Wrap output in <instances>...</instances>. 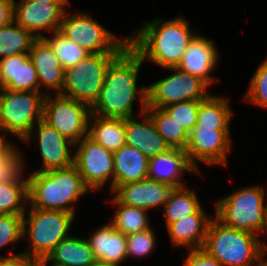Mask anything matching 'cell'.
Returning a JSON list of instances; mask_svg holds the SVG:
<instances>
[{
    "mask_svg": "<svg viewBox=\"0 0 267 266\" xmlns=\"http://www.w3.org/2000/svg\"><path fill=\"white\" fill-rule=\"evenodd\" d=\"M142 64L141 57L128 45L108 66L91 114L119 119L135 117L133 104L138 96L142 117L147 109V85L137 87Z\"/></svg>",
    "mask_w": 267,
    "mask_h": 266,
    "instance_id": "obj_1",
    "label": "cell"
},
{
    "mask_svg": "<svg viewBox=\"0 0 267 266\" xmlns=\"http://www.w3.org/2000/svg\"><path fill=\"white\" fill-rule=\"evenodd\" d=\"M143 26L127 36L129 46L141 57L166 68L177 67L187 46L197 35L190 30L189 21L176 17L164 22L156 19L143 22Z\"/></svg>",
    "mask_w": 267,
    "mask_h": 266,
    "instance_id": "obj_2",
    "label": "cell"
},
{
    "mask_svg": "<svg viewBox=\"0 0 267 266\" xmlns=\"http://www.w3.org/2000/svg\"><path fill=\"white\" fill-rule=\"evenodd\" d=\"M28 181V205L32 208L75 213V201L90 191L76 166L31 172Z\"/></svg>",
    "mask_w": 267,
    "mask_h": 266,
    "instance_id": "obj_3",
    "label": "cell"
},
{
    "mask_svg": "<svg viewBox=\"0 0 267 266\" xmlns=\"http://www.w3.org/2000/svg\"><path fill=\"white\" fill-rule=\"evenodd\" d=\"M258 238L256 234L228 227L213 218L202 249L223 266H257L267 255L264 243Z\"/></svg>",
    "mask_w": 267,
    "mask_h": 266,
    "instance_id": "obj_4",
    "label": "cell"
},
{
    "mask_svg": "<svg viewBox=\"0 0 267 266\" xmlns=\"http://www.w3.org/2000/svg\"><path fill=\"white\" fill-rule=\"evenodd\" d=\"M244 187L215 203V218L222 224L252 234L267 229V194L262 186Z\"/></svg>",
    "mask_w": 267,
    "mask_h": 266,
    "instance_id": "obj_5",
    "label": "cell"
},
{
    "mask_svg": "<svg viewBox=\"0 0 267 266\" xmlns=\"http://www.w3.org/2000/svg\"><path fill=\"white\" fill-rule=\"evenodd\" d=\"M29 208L23 215L22 236L29 239L25 253L36 258L48 256L60 241L70 236L75 214Z\"/></svg>",
    "mask_w": 267,
    "mask_h": 266,
    "instance_id": "obj_6",
    "label": "cell"
},
{
    "mask_svg": "<svg viewBox=\"0 0 267 266\" xmlns=\"http://www.w3.org/2000/svg\"><path fill=\"white\" fill-rule=\"evenodd\" d=\"M46 93L3 89L0 94V132L10 133L24 140L34 133V124L43 119ZM0 138L4 139L3 136Z\"/></svg>",
    "mask_w": 267,
    "mask_h": 266,
    "instance_id": "obj_7",
    "label": "cell"
},
{
    "mask_svg": "<svg viewBox=\"0 0 267 266\" xmlns=\"http://www.w3.org/2000/svg\"><path fill=\"white\" fill-rule=\"evenodd\" d=\"M119 54L90 53L78 64L66 69L60 94L91 108L99 97L108 66Z\"/></svg>",
    "mask_w": 267,
    "mask_h": 266,
    "instance_id": "obj_8",
    "label": "cell"
},
{
    "mask_svg": "<svg viewBox=\"0 0 267 266\" xmlns=\"http://www.w3.org/2000/svg\"><path fill=\"white\" fill-rule=\"evenodd\" d=\"M58 31L89 53H121L129 45L128 37H116L86 12L65 10Z\"/></svg>",
    "mask_w": 267,
    "mask_h": 266,
    "instance_id": "obj_9",
    "label": "cell"
},
{
    "mask_svg": "<svg viewBox=\"0 0 267 266\" xmlns=\"http://www.w3.org/2000/svg\"><path fill=\"white\" fill-rule=\"evenodd\" d=\"M91 108L60 93L55 98L46 94L43 106V120L62 136L77 144L88 136V120Z\"/></svg>",
    "mask_w": 267,
    "mask_h": 266,
    "instance_id": "obj_10",
    "label": "cell"
},
{
    "mask_svg": "<svg viewBox=\"0 0 267 266\" xmlns=\"http://www.w3.org/2000/svg\"><path fill=\"white\" fill-rule=\"evenodd\" d=\"M166 70L172 74L147 86V107L165 108L174 103L200 101L209 95V86L199 77L177 67Z\"/></svg>",
    "mask_w": 267,
    "mask_h": 266,
    "instance_id": "obj_11",
    "label": "cell"
},
{
    "mask_svg": "<svg viewBox=\"0 0 267 266\" xmlns=\"http://www.w3.org/2000/svg\"><path fill=\"white\" fill-rule=\"evenodd\" d=\"M74 165L85 186L91 190H99L111 181L110 189L114 191V156L113 152L95 143L88 136L75 144ZM109 179V180H108Z\"/></svg>",
    "mask_w": 267,
    "mask_h": 266,
    "instance_id": "obj_12",
    "label": "cell"
},
{
    "mask_svg": "<svg viewBox=\"0 0 267 266\" xmlns=\"http://www.w3.org/2000/svg\"><path fill=\"white\" fill-rule=\"evenodd\" d=\"M231 131H218L213 128L193 127L189 133L185 152L190 163L200 172L197 164L227 165L228 153L232 149Z\"/></svg>",
    "mask_w": 267,
    "mask_h": 266,
    "instance_id": "obj_13",
    "label": "cell"
},
{
    "mask_svg": "<svg viewBox=\"0 0 267 266\" xmlns=\"http://www.w3.org/2000/svg\"><path fill=\"white\" fill-rule=\"evenodd\" d=\"M37 127V136H33V133H30L22 141L23 144H26L33 139L38 140L43 166L35 172H44L73 165L74 154L71 155L69 147H74L75 144L62 136L43 119L37 122Z\"/></svg>",
    "mask_w": 267,
    "mask_h": 266,
    "instance_id": "obj_14",
    "label": "cell"
},
{
    "mask_svg": "<svg viewBox=\"0 0 267 266\" xmlns=\"http://www.w3.org/2000/svg\"><path fill=\"white\" fill-rule=\"evenodd\" d=\"M70 2L26 3L13 5L14 21L29 30L35 37L43 38L41 31L53 33L59 30L65 6ZM41 32V33H40Z\"/></svg>",
    "mask_w": 267,
    "mask_h": 266,
    "instance_id": "obj_15",
    "label": "cell"
},
{
    "mask_svg": "<svg viewBox=\"0 0 267 266\" xmlns=\"http://www.w3.org/2000/svg\"><path fill=\"white\" fill-rule=\"evenodd\" d=\"M173 189L167 183L146 178L118 186L112 193H115L113 196L121 204L148 211L158 206L163 207Z\"/></svg>",
    "mask_w": 267,
    "mask_h": 266,
    "instance_id": "obj_16",
    "label": "cell"
},
{
    "mask_svg": "<svg viewBox=\"0 0 267 266\" xmlns=\"http://www.w3.org/2000/svg\"><path fill=\"white\" fill-rule=\"evenodd\" d=\"M214 40L208 37L197 34L189 43L178 69L187 72L191 75L199 77L208 86L216 81L212 77V70L217 66L218 49Z\"/></svg>",
    "mask_w": 267,
    "mask_h": 266,
    "instance_id": "obj_17",
    "label": "cell"
},
{
    "mask_svg": "<svg viewBox=\"0 0 267 266\" xmlns=\"http://www.w3.org/2000/svg\"><path fill=\"white\" fill-rule=\"evenodd\" d=\"M197 173L198 170L190 163L183 149L170 148L149 159L148 179L167 183L173 188L185 187L182 182L183 174Z\"/></svg>",
    "mask_w": 267,
    "mask_h": 266,
    "instance_id": "obj_18",
    "label": "cell"
},
{
    "mask_svg": "<svg viewBox=\"0 0 267 266\" xmlns=\"http://www.w3.org/2000/svg\"><path fill=\"white\" fill-rule=\"evenodd\" d=\"M29 57L37 71L39 92L45 88L43 92L51 89L57 94L61 93L65 69L60 65L50 44L44 38H37L32 44Z\"/></svg>",
    "mask_w": 267,
    "mask_h": 266,
    "instance_id": "obj_19",
    "label": "cell"
},
{
    "mask_svg": "<svg viewBox=\"0 0 267 266\" xmlns=\"http://www.w3.org/2000/svg\"><path fill=\"white\" fill-rule=\"evenodd\" d=\"M0 80L4 89L39 92L37 71L29 54L0 59Z\"/></svg>",
    "mask_w": 267,
    "mask_h": 266,
    "instance_id": "obj_20",
    "label": "cell"
},
{
    "mask_svg": "<svg viewBox=\"0 0 267 266\" xmlns=\"http://www.w3.org/2000/svg\"><path fill=\"white\" fill-rule=\"evenodd\" d=\"M143 122L136 117L125 119L126 145L137 148L148 159L170 149L160 136L151 117L145 112Z\"/></svg>",
    "mask_w": 267,
    "mask_h": 266,
    "instance_id": "obj_21",
    "label": "cell"
},
{
    "mask_svg": "<svg viewBox=\"0 0 267 266\" xmlns=\"http://www.w3.org/2000/svg\"><path fill=\"white\" fill-rule=\"evenodd\" d=\"M96 260L120 265L127 260L126 235L115 229L110 223L89 233L86 238Z\"/></svg>",
    "mask_w": 267,
    "mask_h": 266,
    "instance_id": "obj_22",
    "label": "cell"
},
{
    "mask_svg": "<svg viewBox=\"0 0 267 266\" xmlns=\"http://www.w3.org/2000/svg\"><path fill=\"white\" fill-rule=\"evenodd\" d=\"M202 207L195 213L170 223L166 228L173 246L190 249L203 248L212 217Z\"/></svg>",
    "mask_w": 267,
    "mask_h": 266,
    "instance_id": "obj_23",
    "label": "cell"
},
{
    "mask_svg": "<svg viewBox=\"0 0 267 266\" xmlns=\"http://www.w3.org/2000/svg\"><path fill=\"white\" fill-rule=\"evenodd\" d=\"M113 156L114 190L118 186L147 178L149 159L137 148L125 144Z\"/></svg>",
    "mask_w": 267,
    "mask_h": 266,
    "instance_id": "obj_24",
    "label": "cell"
},
{
    "mask_svg": "<svg viewBox=\"0 0 267 266\" xmlns=\"http://www.w3.org/2000/svg\"><path fill=\"white\" fill-rule=\"evenodd\" d=\"M88 137L114 153L126 144L125 119L90 114Z\"/></svg>",
    "mask_w": 267,
    "mask_h": 266,
    "instance_id": "obj_25",
    "label": "cell"
},
{
    "mask_svg": "<svg viewBox=\"0 0 267 266\" xmlns=\"http://www.w3.org/2000/svg\"><path fill=\"white\" fill-rule=\"evenodd\" d=\"M226 96L209 94L200 100L197 122L194 127L213 128L218 131H230L233 112Z\"/></svg>",
    "mask_w": 267,
    "mask_h": 266,
    "instance_id": "obj_26",
    "label": "cell"
},
{
    "mask_svg": "<svg viewBox=\"0 0 267 266\" xmlns=\"http://www.w3.org/2000/svg\"><path fill=\"white\" fill-rule=\"evenodd\" d=\"M47 257L67 266H89L96 260L87 239L73 235L60 241Z\"/></svg>",
    "mask_w": 267,
    "mask_h": 266,
    "instance_id": "obj_27",
    "label": "cell"
},
{
    "mask_svg": "<svg viewBox=\"0 0 267 266\" xmlns=\"http://www.w3.org/2000/svg\"><path fill=\"white\" fill-rule=\"evenodd\" d=\"M196 194L194 190H189L186 186L173 189L163 206L166 227L170 223L195 214L201 208Z\"/></svg>",
    "mask_w": 267,
    "mask_h": 266,
    "instance_id": "obj_28",
    "label": "cell"
},
{
    "mask_svg": "<svg viewBox=\"0 0 267 266\" xmlns=\"http://www.w3.org/2000/svg\"><path fill=\"white\" fill-rule=\"evenodd\" d=\"M36 39L29 30L14 20L9 25L0 27V59L17 54H29Z\"/></svg>",
    "mask_w": 267,
    "mask_h": 266,
    "instance_id": "obj_29",
    "label": "cell"
},
{
    "mask_svg": "<svg viewBox=\"0 0 267 266\" xmlns=\"http://www.w3.org/2000/svg\"><path fill=\"white\" fill-rule=\"evenodd\" d=\"M145 112L151 117L160 136L170 148L186 149L189 133L173 120L163 108L147 107Z\"/></svg>",
    "mask_w": 267,
    "mask_h": 266,
    "instance_id": "obj_30",
    "label": "cell"
},
{
    "mask_svg": "<svg viewBox=\"0 0 267 266\" xmlns=\"http://www.w3.org/2000/svg\"><path fill=\"white\" fill-rule=\"evenodd\" d=\"M118 207L110 224L124 235L128 236L150 228L148 211L121 204L115 197L111 200Z\"/></svg>",
    "mask_w": 267,
    "mask_h": 266,
    "instance_id": "obj_31",
    "label": "cell"
},
{
    "mask_svg": "<svg viewBox=\"0 0 267 266\" xmlns=\"http://www.w3.org/2000/svg\"><path fill=\"white\" fill-rule=\"evenodd\" d=\"M52 34L53 37L49 38L45 35L43 38L50 44L60 65L65 70L75 66L90 54L84 48L70 41L59 31H55Z\"/></svg>",
    "mask_w": 267,
    "mask_h": 266,
    "instance_id": "obj_32",
    "label": "cell"
},
{
    "mask_svg": "<svg viewBox=\"0 0 267 266\" xmlns=\"http://www.w3.org/2000/svg\"><path fill=\"white\" fill-rule=\"evenodd\" d=\"M28 184L0 183V214L24 215Z\"/></svg>",
    "mask_w": 267,
    "mask_h": 266,
    "instance_id": "obj_33",
    "label": "cell"
},
{
    "mask_svg": "<svg viewBox=\"0 0 267 266\" xmlns=\"http://www.w3.org/2000/svg\"><path fill=\"white\" fill-rule=\"evenodd\" d=\"M16 145L0 160V183L1 184H28L24 177V159Z\"/></svg>",
    "mask_w": 267,
    "mask_h": 266,
    "instance_id": "obj_34",
    "label": "cell"
},
{
    "mask_svg": "<svg viewBox=\"0 0 267 266\" xmlns=\"http://www.w3.org/2000/svg\"><path fill=\"white\" fill-rule=\"evenodd\" d=\"M244 100L267 109V57L254 72Z\"/></svg>",
    "mask_w": 267,
    "mask_h": 266,
    "instance_id": "obj_35",
    "label": "cell"
},
{
    "mask_svg": "<svg viewBox=\"0 0 267 266\" xmlns=\"http://www.w3.org/2000/svg\"><path fill=\"white\" fill-rule=\"evenodd\" d=\"M200 101L174 103L163 108L187 133H190L197 122V111Z\"/></svg>",
    "mask_w": 267,
    "mask_h": 266,
    "instance_id": "obj_36",
    "label": "cell"
},
{
    "mask_svg": "<svg viewBox=\"0 0 267 266\" xmlns=\"http://www.w3.org/2000/svg\"><path fill=\"white\" fill-rule=\"evenodd\" d=\"M127 240V258L145 257L152 253L156 247V236L150 227L146 230L126 236Z\"/></svg>",
    "mask_w": 267,
    "mask_h": 266,
    "instance_id": "obj_37",
    "label": "cell"
},
{
    "mask_svg": "<svg viewBox=\"0 0 267 266\" xmlns=\"http://www.w3.org/2000/svg\"><path fill=\"white\" fill-rule=\"evenodd\" d=\"M23 215L0 214V249L23 238Z\"/></svg>",
    "mask_w": 267,
    "mask_h": 266,
    "instance_id": "obj_38",
    "label": "cell"
},
{
    "mask_svg": "<svg viewBox=\"0 0 267 266\" xmlns=\"http://www.w3.org/2000/svg\"><path fill=\"white\" fill-rule=\"evenodd\" d=\"M190 250L183 266H223L213 256L209 255L204 249Z\"/></svg>",
    "mask_w": 267,
    "mask_h": 266,
    "instance_id": "obj_39",
    "label": "cell"
},
{
    "mask_svg": "<svg viewBox=\"0 0 267 266\" xmlns=\"http://www.w3.org/2000/svg\"><path fill=\"white\" fill-rule=\"evenodd\" d=\"M38 258L30 256L24 251L21 253L13 254L9 251V256H0V266H37Z\"/></svg>",
    "mask_w": 267,
    "mask_h": 266,
    "instance_id": "obj_40",
    "label": "cell"
},
{
    "mask_svg": "<svg viewBox=\"0 0 267 266\" xmlns=\"http://www.w3.org/2000/svg\"><path fill=\"white\" fill-rule=\"evenodd\" d=\"M14 20L12 0H0V27L9 25Z\"/></svg>",
    "mask_w": 267,
    "mask_h": 266,
    "instance_id": "obj_41",
    "label": "cell"
},
{
    "mask_svg": "<svg viewBox=\"0 0 267 266\" xmlns=\"http://www.w3.org/2000/svg\"><path fill=\"white\" fill-rule=\"evenodd\" d=\"M11 141L0 138V160L14 147Z\"/></svg>",
    "mask_w": 267,
    "mask_h": 266,
    "instance_id": "obj_42",
    "label": "cell"
},
{
    "mask_svg": "<svg viewBox=\"0 0 267 266\" xmlns=\"http://www.w3.org/2000/svg\"><path fill=\"white\" fill-rule=\"evenodd\" d=\"M48 262L50 264L52 263V265H49V266H67V265H63V264H59V263L53 262L47 256L38 258V265L37 266H47V264H49Z\"/></svg>",
    "mask_w": 267,
    "mask_h": 266,
    "instance_id": "obj_43",
    "label": "cell"
},
{
    "mask_svg": "<svg viewBox=\"0 0 267 266\" xmlns=\"http://www.w3.org/2000/svg\"><path fill=\"white\" fill-rule=\"evenodd\" d=\"M89 266H119V265L113 263H104L102 261L95 260Z\"/></svg>",
    "mask_w": 267,
    "mask_h": 266,
    "instance_id": "obj_44",
    "label": "cell"
},
{
    "mask_svg": "<svg viewBox=\"0 0 267 266\" xmlns=\"http://www.w3.org/2000/svg\"><path fill=\"white\" fill-rule=\"evenodd\" d=\"M32 2H36V0H20V2L12 0L13 5H23V4L32 3Z\"/></svg>",
    "mask_w": 267,
    "mask_h": 266,
    "instance_id": "obj_45",
    "label": "cell"
},
{
    "mask_svg": "<svg viewBox=\"0 0 267 266\" xmlns=\"http://www.w3.org/2000/svg\"><path fill=\"white\" fill-rule=\"evenodd\" d=\"M48 3V2H69V0H36V3Z\"/></svg>",
    "mask_w": 267,
    "mask_h": 266,
    "instance_id": "obj_46",
    "label": "cell"
},
{
    "mask_svg": "<svg viewBox=\"0 0 267 266\" xmlns=\"http://www.w3.org/2000/svg\"><path fill=\"white\" fill-rule=\"evenodd\" d=\"M257 266H267V257L266 259H264L260 264H258Z\"/></svg>",
    "mask_w": 267,
    "mask_h": 266,
    "instance_id": "obj_47",
    "label": "cell"
},
{
    "mask_svg": "<svg viewBox=\"0 0 267 266\" xmlns=\"http://www.w3.org/2000/svg\"><path fill=\"white\" fill-rule=\"evenodd\" d=\"M3 89H4V87H3L2 83H1V80H0V94H1Z\"/></svg>",
    "mask_w": 267,
    "mask_h": 266,
    "instance_id": "obj_48",
    "label": "cell"
}]
</instances>
